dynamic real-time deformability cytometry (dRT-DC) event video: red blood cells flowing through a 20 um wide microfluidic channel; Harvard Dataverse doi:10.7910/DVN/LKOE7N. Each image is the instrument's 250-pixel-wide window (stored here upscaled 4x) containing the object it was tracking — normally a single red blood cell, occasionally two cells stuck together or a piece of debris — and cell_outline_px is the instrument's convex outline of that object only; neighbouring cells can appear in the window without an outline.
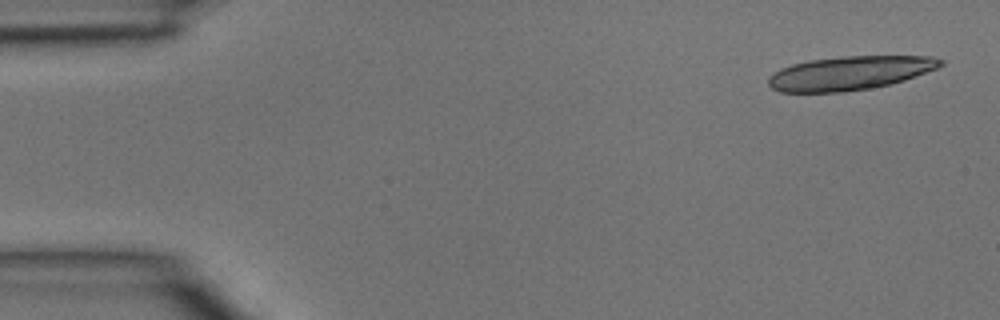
{"species": "common noctule bat (a hibernating species)", "species_latin": "Nyctalus noctula", "temperature_condition": "room temperature", "stored_images_in_passage": 4, "camera_frame_rate_fps": 3000, "um_per_image_px": 0.085, "animal": {"sex": "male", "body_mass_g": 15.6}, "frame": {"image": 1, "passage_image": 1, "time_ms": 0.0, "image_size_px": [1000, 320], "cell_outline_px": [[944, 64], [936, 68], [904, 80], [888, 84], [868, 88], [844, 92], [780, 92], [772, 88], [768, 84], [768, 80], [780, 68], [792, 64], [808, 60], [840, 56], [932, 56], [944, 60]], "centroid_in_image_um": [72.23, 6.2], "position_along_channel_um": 12.8, "area_um2": 33.7}}